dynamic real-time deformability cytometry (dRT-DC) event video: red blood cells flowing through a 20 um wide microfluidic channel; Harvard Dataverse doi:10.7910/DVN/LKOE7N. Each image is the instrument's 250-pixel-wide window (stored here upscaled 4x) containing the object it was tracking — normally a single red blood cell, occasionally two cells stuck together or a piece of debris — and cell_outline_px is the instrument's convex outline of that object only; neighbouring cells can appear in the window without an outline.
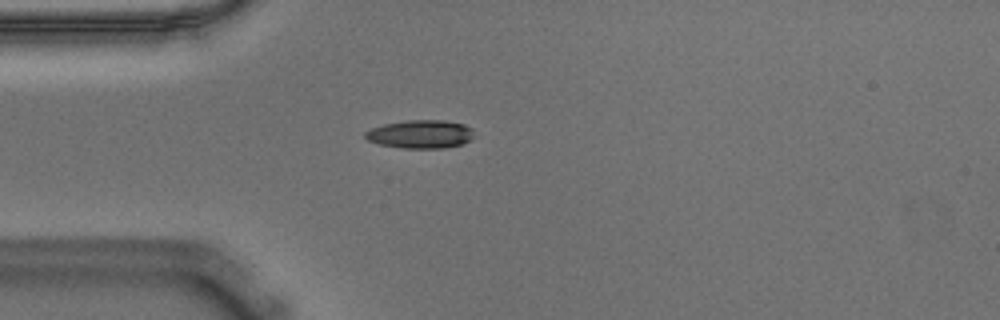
{"species": "Egyptian fruit bat (a non-hibernating species)", "species_latin": "Rousettus aegyptiacus", "temperature_condition": "warm", "stored_images_in_passage": 54, "camera_frame_rate_fps": 3000, "um_per_image_px": 0.085, "animal": {"sex": "male"}, "frame": {"image": 1, "passage_image": 14, "time_ms": 4.333, "image_size_px": [1000, 320], "cell_outline_px": [[472, 140], [460, 144], [444, 148], [400, 148], [380, 144], [368, 140], [364, 136], [364, 132], [372, 128], [384, 124], [408, 120], [444, 120], [464, 124], [472, 128]], "centroid_in_image_um": [35.74, 11.4], "position_along_channel_um": 49.3, "area_um2": 17.92}}
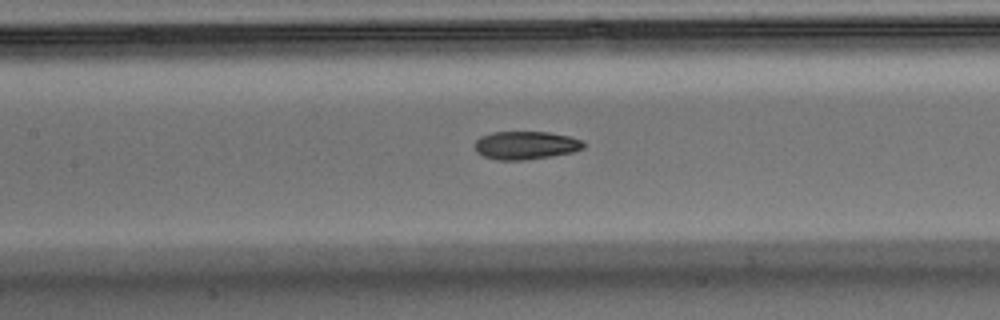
{"frame": {"image": 2, "passage_image": 24, "time_ms": 7.667, "image_size_px": [1000, 320], "cell_outline_px": [[584, 148], [572, 152], [552, 156], [524, 160], [496, 160], [484, 156], [476, 152], [476, 140], [480, 136], [492, 132], [548, 132], [568, 136], [584, 140]], "centroid_in_image_um": [44.69, 12.35], "position_along_channel_um": 162.7, "area_um2": 17.86}}
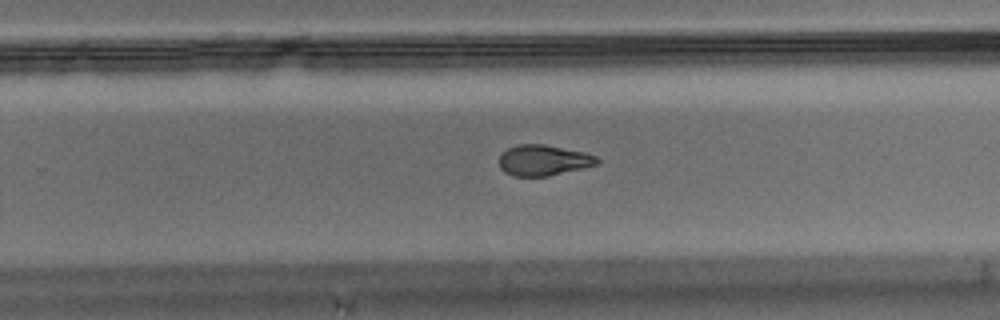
{"frame": {"image": 3, "passage_image": 34, "time_ms": 11.0, "image_size_px": [1000, 320], "cell_outline_px": [[600, 160], [596, 164], [548, 176], [512, 176], [504, 172], [500, 168], [500, 152], [508, 148], [520, 144], [544, 144], [584, 152], [596, 156]], "centroid_in_image_um": [46.14, 13.61], "position_along_channel_um": 283.7, "area_um2": 17.4}, "authors_computed_cell_mechanics": {"area_um2": 18.2359, "velocity_mm_per_s": 3.6396, "shape_relaxation_time_tau1_ms": 5.8178, "shape_relaxation_time_tau2_ms": 3.0887, "deformation_change_tau1": 0.1888, "deformation_change_tau2": 0.0757}}